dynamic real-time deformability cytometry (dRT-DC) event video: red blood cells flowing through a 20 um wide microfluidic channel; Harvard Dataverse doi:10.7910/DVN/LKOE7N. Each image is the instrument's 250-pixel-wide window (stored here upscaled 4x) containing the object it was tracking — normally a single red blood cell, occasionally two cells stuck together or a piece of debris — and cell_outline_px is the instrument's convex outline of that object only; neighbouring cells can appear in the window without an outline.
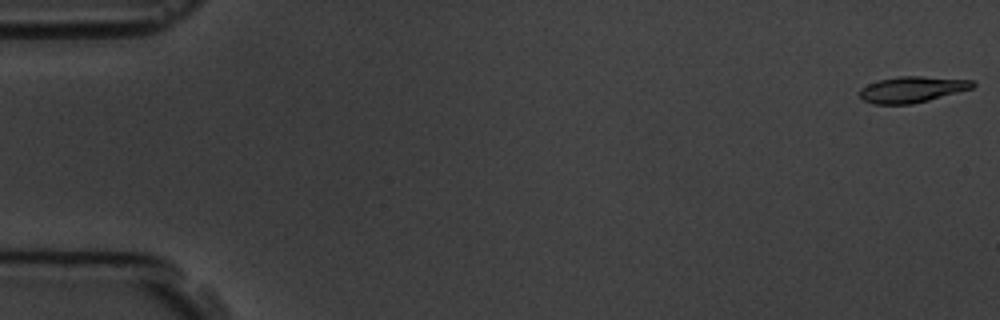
{"species": "common noctule bat (a hibernating species)", "species_latin": "Nyctalus noctula", "temperature_condition": "room temperature", "stored_images_in_passage": 8, "camera_frame_rate_fps": 3000, "um_per_image_px": 0.085, "animal": {"sex": "male", "body_mass_g": 19.5, "forearm_length_mm": 54.6}, "frame": {"image": 1, "passage_image": 1, "time_ms": 0.0, "image_size_px": [1000, 320], "cell_outline_px": [[976, 84], [972, 88], [928, 100], [912, 104], [872, 104], [864, 100], [860, 96], [860, 88], [868, 84], [880, 80], [900, 76], [920, 76], [976, 80]], "centroid_in_image_um": [77.54, 7.6], "position_along_channel_um": 7.5, "area_um2": 17.05}}
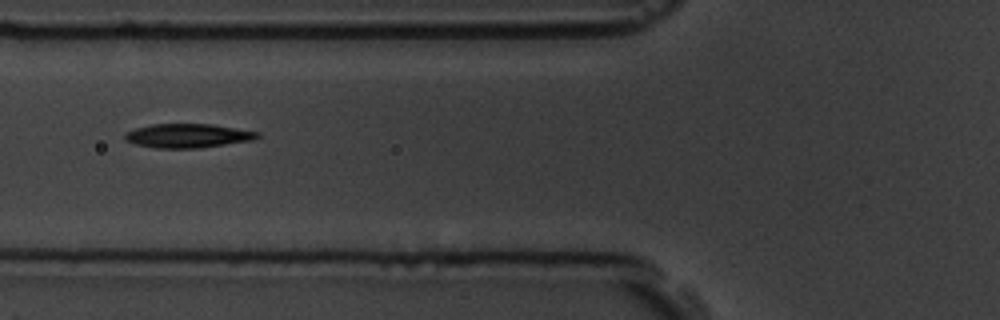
{"frame": {"image": 2, "passage_image": 7, "time_ms": 7.0, "image_size_px": [1000, 320], "cell_outline_px": [[260, 136], [252, 140], [200, 148], [156, 148], [136, 144], [124, 140], [124, 132], [136, 128], [152, 124], [212, 124], [260, 132]], "centroid_in_image_um": [15.94, 11.53], "position_along_channel_um": 109.9, "area_um2": 18.55}}
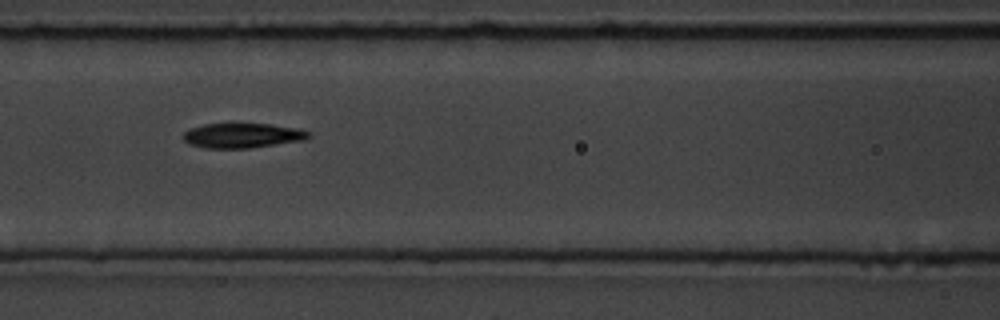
{"frame": {"image": 3, "passage_image": 8, "time_ms": 8.0, "image_size_px": [1000, 320], "cell_outline_px": [[312, 136], [304, 140], [248, 148], [204, 148], [188, 144], [184, 140], [184, 132], [188, 128], [204, 124], [272, 124], [300, 128], [312, 132]], "centroid_in_image_um": [20.63, 11.51], "position_along_channel_um": 146.0, "area_um2": 18.26}}